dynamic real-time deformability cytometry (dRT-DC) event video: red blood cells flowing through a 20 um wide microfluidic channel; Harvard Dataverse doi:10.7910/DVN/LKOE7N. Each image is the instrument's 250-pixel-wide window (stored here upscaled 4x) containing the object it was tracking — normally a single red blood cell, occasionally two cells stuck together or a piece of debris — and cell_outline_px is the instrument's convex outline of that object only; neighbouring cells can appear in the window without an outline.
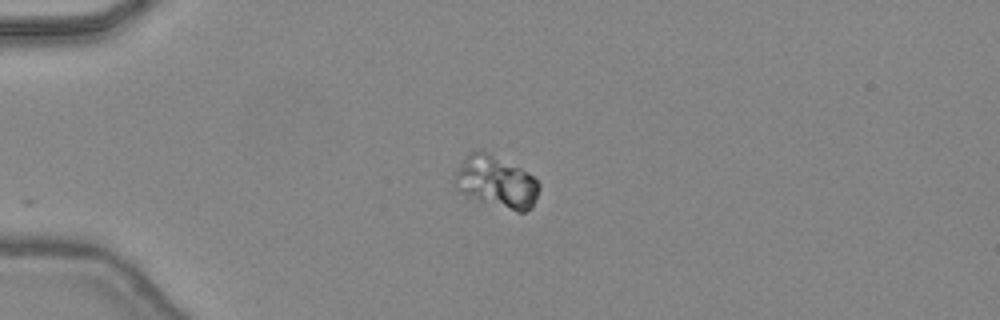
{"species": "common noctule bat (a hibernating species)", "species_latin": "Nyctalus noctula", "temperature_condition": "warm", "stored_images_in_passage": 18, "camera_frame_rate_fps": 3000, "um_per_image_px": 0.085, "animal": {"sex": "female", "body_mass_g": 24.6, "forearm_length_mm": 56.2}, "frame": {"image": 1, "passage_image": 1, "time_ms": 0.0, "image_size_px": [1000, 320], "cell_outline_px": [[540, 188], [532, 208], [524, 212], [516, 212], [480, 200], [456, 188], [452, 180], [460, 160], [468, 152], [476, 148], [484, 148], [520, 168], [532, 176], [540, 184]], "centroid_in_image_um": [42.15, 15.39], "position_along_channel_um": 42.9, "area_um2": 25.89}}
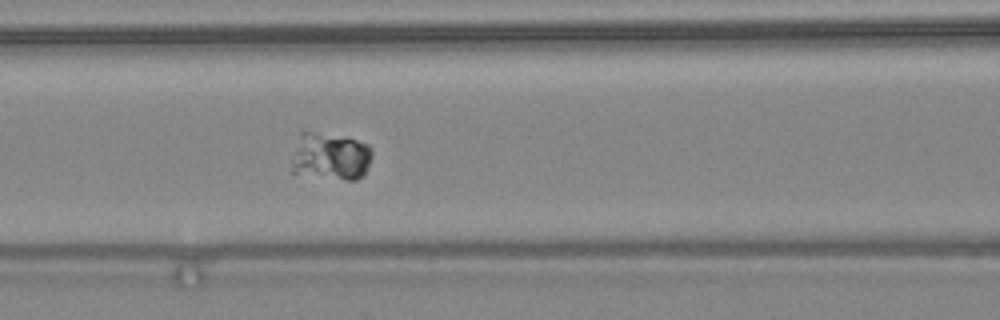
{"frame": {"image": 2, "passage_image": 10, "time_ms": 3.0, "image_size_px": [1000, 320], "cell_outline_px": [[372, 156], [364, 176], [356, 180], [348, 180], [292, 172], [292, 164], [300, 132], [312, 132], [356, 140], [368, 144], [372, 148]], "centroid_in_image_um": [28.15, 13.31], "position_along_channel_um": 138.4, "area_um2": 21.73}}
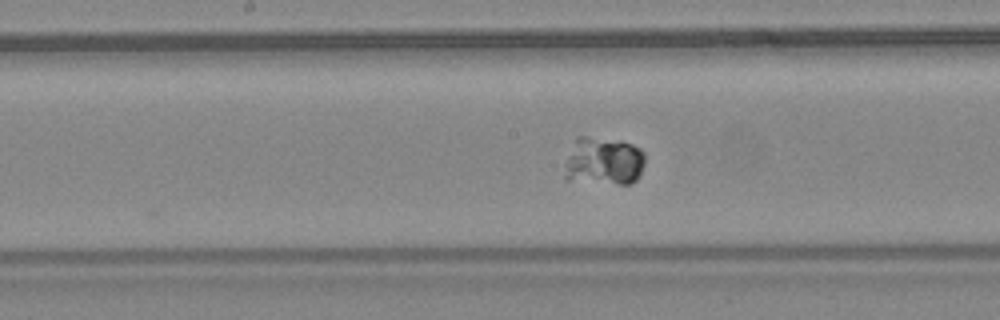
{"frame": {"image": 3, "passage_image": 14, "time_ms": 4.333, "image_size_px": [1000, 320], "cell_outline_px": [[644, 164], [640, 176], [632, 184], [620, 184], [568, 180], [564, 176], [564, 164], [576, 136], [584, 136], [632, 144], [640, 148], [644, 152]], "centroid_in_image_um": [51.3, 13.72], "position_along_channel_um": 196.9, "area_um2": 22.6}}